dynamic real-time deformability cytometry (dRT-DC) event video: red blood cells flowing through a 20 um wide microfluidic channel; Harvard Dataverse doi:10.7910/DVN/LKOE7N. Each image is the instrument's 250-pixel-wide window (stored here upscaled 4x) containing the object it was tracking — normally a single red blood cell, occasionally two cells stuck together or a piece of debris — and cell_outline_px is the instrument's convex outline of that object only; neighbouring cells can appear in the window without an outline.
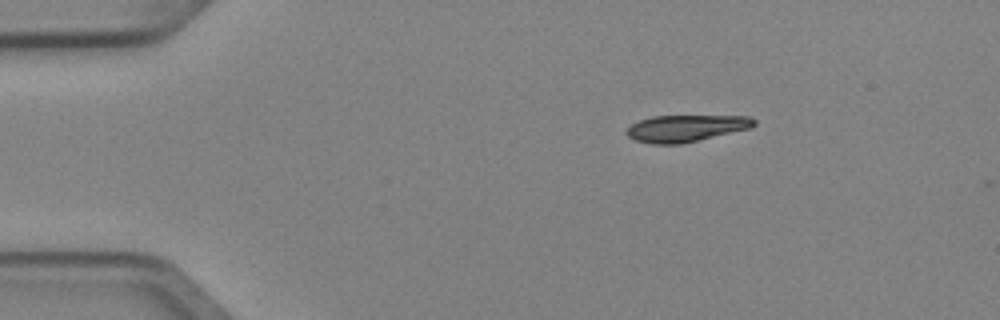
{"species": "Egyptian fruit bat (a non-hibernating species)", "species_latin": "Rousettus aegyptiacus", "temperature_condition": "cold", "stored_images_in_passage": 3, "camera_frame_rate_fps": 3000, "um_per_image_px": 0.085, "animal": {"sex": "female"}, "frame": {"image": 1, "passage_image": 1, "time_ms": 0.0, "image_size_px": [1000, 320], "cell_outline_px": [[756, 124], [752, 128], [680, 144], [652, 144], [636, 140], [628, 136], [624, 132], [632, 124], [640, 120], [652, 116], [752, 116], [756, 120]], "centroid_in_image_um": [58.33, 10.9], "position_along_channel_um": 26.7, "area_um2": 19.88}}
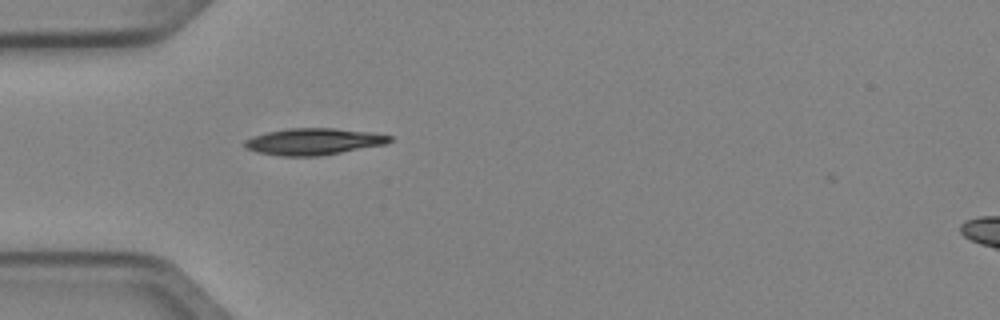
{"frame": {"image": 2, "passage_image": 3, "time_ms": 0.667, "image_size_px": [1000, 320], "cell_outline_px": [[392, 140], [388, 144], [320, 156], [280, 156], [256, 152], [244, 148], [244, 140], [252, 136], [268, 132], [288, 128], [332, 128], [372, 132], [392, 136]], "centroid_in_image_um": [26.65, 12.04], "position_along_channel_um": 58.3, "area_um2": 22.72}}